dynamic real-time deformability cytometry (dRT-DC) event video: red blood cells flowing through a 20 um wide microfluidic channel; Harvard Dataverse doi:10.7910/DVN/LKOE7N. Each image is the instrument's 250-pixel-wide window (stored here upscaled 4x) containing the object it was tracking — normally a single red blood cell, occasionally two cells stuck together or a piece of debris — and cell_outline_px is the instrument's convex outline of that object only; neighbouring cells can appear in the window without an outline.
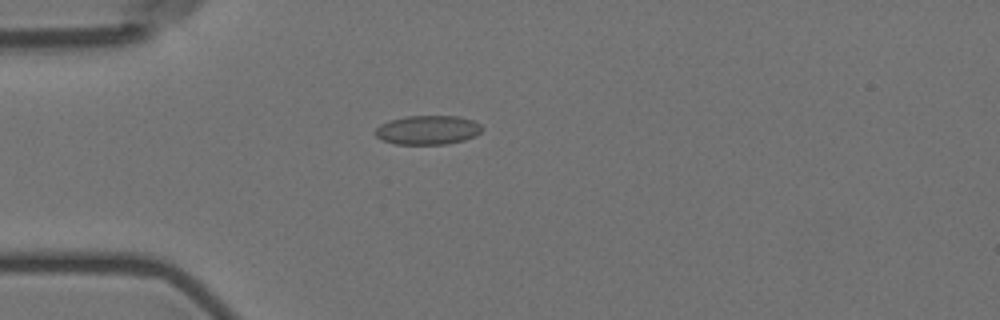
{"species": "Egyptian fruit bat (a non-hibernating species)", "species_latin": "Rousettus aegyptiacus", "temperature_condition": "room temperature", "stored_images_in_passage": 3, "camera_frame_rate_fps": 3000, "um_per_image_px": 0.085, "animal": {"sex": "female"}, "frame": {"image": 1, "passage_image": 3, "time_ms": 2.0, "image_size_px": [1000, 320], "cell_outline_px": [[484, 128], [476, 136], [464, 140], [448, 144], [396, 144], [380, 140], [376, 136], [376, 128], [380, 124], [404, 116], [460, 116], [472, 120], [480, 124]], "centroid_in_image_um": [36.38, 11.05], "position_along_channel_um": 48.6, "area_um2": 18.21}}